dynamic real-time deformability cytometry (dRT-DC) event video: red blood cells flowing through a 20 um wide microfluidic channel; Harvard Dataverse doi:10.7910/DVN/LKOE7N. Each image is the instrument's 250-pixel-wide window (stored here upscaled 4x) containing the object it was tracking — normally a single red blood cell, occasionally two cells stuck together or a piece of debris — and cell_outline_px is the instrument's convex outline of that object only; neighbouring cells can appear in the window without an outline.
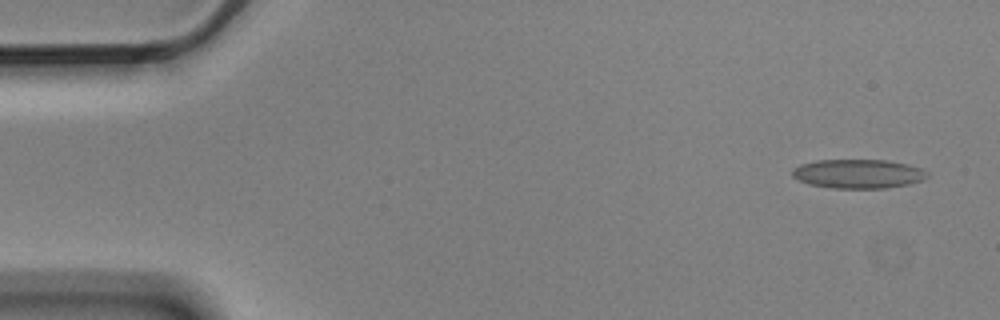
{"species": "Egyptian fruit bat (a non-hibernating species)", "species_latin": "Rousettus aegyptiacus", "temperature_condition": "cold", "stored_images_in_passage": 5, "camera_frame_rate_fps": 3000, "um_per_image_px": 0.085, "animal": {"sex": "male"}, "frame": {"image": 1, "passage_image": 1, "time_ms": 0.0, "image_size_px": [1000, 320], "cell_outline_px": [[928, 176], [924, 180], [908, 184], [888, 188], [832, 188], [808, 184], [792, 176], [792, 168], [800, 164], [816, 160], [884, 160], [908, 164], [920, 168], [928, 172]], "centroid_in_image_um": [72.94, 14.77], "position_along_channel_um": 12.1, "area_um2": 22.95}}
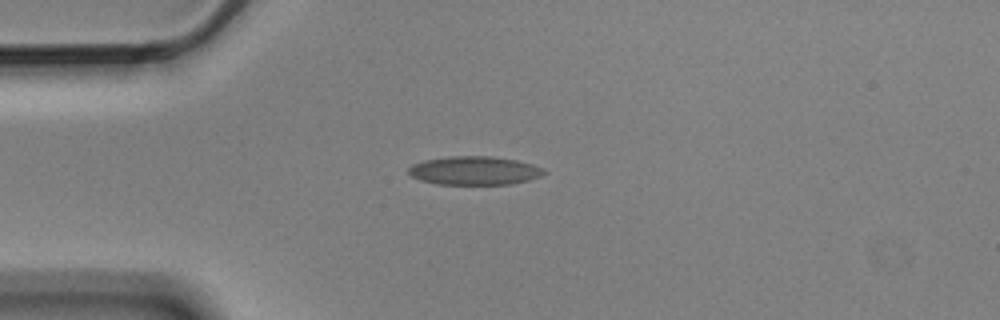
{"frame": {"image": 2, "passage_image": 4, "time_ms": 1.0, "image_size_px": [1000, 320], "cell_outline_px": [[548, 172], [540, 176], [528, 180], [512, 184], [436, 184], [420, 180], [412, 176], [408, 172], [408, 168], [412, 164], [424, 160], [448, 156], [492, 156], [516, 160], [532, 164]], "centroid_in_image_um": [40.3, 14.5], "position_along_channel_um": 44.7, "area_um2": 22.54}}